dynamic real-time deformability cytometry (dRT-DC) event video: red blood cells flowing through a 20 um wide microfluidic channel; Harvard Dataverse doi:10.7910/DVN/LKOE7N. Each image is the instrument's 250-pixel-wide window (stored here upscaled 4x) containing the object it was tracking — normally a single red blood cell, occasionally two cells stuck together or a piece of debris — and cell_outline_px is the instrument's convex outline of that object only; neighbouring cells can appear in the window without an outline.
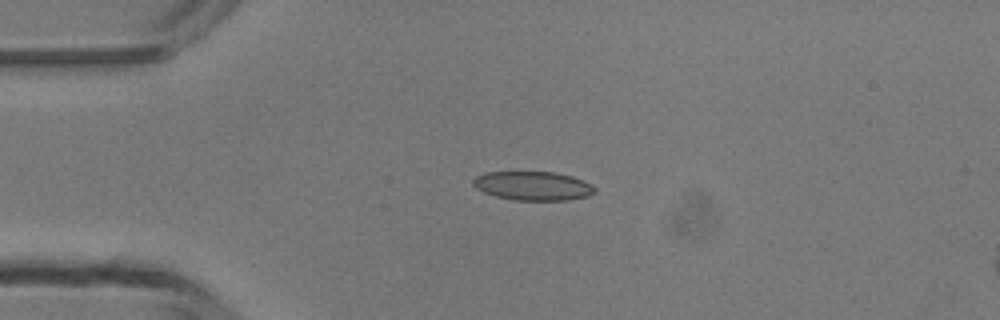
{"species": "common noctule bat (a hibernating species)", "species_latin": "Nyctalus noctula", "temperature_condition": "room temperature", "stored_images_in_passage": 5, "camera_frame_rate_fps": 3000, "um_per_image_px": 0.085, "animal": {"sex": "male", "body_mass_g": 13.3}, "frame": {"image": 1, "passage_image": 4, "time_ms": 3.333, "image_size_px": [1000, 320], "cell_outline_px": [[596, 192], [588, 196], [568, 200], [516, 200], [496, 196], [484, 192], [476, 188], [472, 184], [472, 180], [476, 176], [484, 172], [556, 172], [572, 176], [584, 180], [592, 184], [596, 188]], "centroid_in_image_um": [45.33, 15.79], "position_along_channel_um": 39.7, "area_um2": 20.63}}